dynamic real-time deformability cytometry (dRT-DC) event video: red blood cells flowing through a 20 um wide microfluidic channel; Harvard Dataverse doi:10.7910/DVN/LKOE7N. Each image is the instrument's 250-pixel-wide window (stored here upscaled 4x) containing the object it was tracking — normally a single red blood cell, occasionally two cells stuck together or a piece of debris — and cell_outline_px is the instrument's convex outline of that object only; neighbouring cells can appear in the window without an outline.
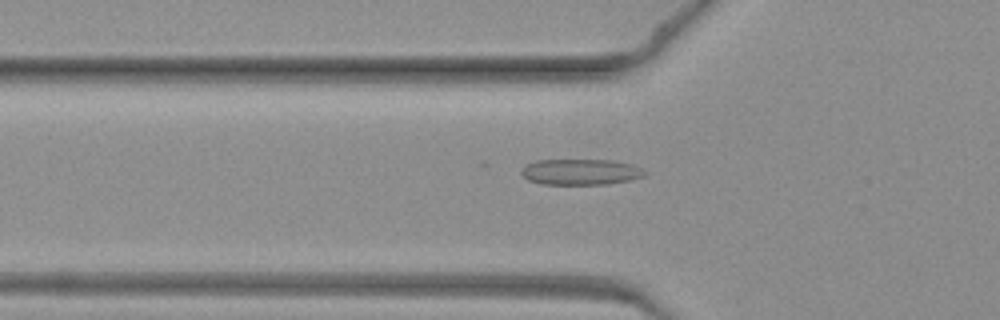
{"species": "common noctule bat (a hibernating species)", "species_latin": "Nyctalus noctula", "temperature_condition": "warm", "stored_images_in_passage": 38, "camera_frame_rate_fps": 3000, "um_per_image_px": 0.085, "animal": {"sex": "female", "body_mass_g": 19.3, "forearm_length_mm": 54.1}, "frame": {"image": 1, "passage_image": 8, "time_ms": 2.333, "image_size_px": [1000, 320], "cell_outline_px": [[648, 172], [644, 176], [632, 180], [608, 184], [540, 184], [528, 180], [520, 172], [524, 164], [536, 160], [612, 160], [632, 164]], "centroid_in_image_um": [49.35, 14.61], "position_along_channel_um": 76.4, "area_um2": 18.79}}
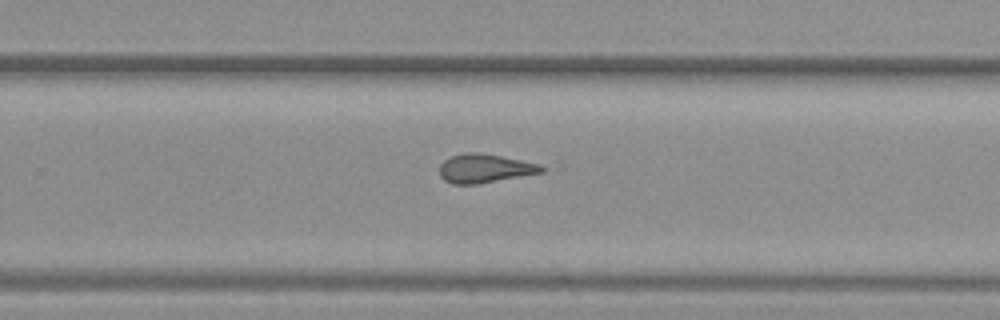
{"frame": {"image": 2, "passage_image": 22, "time_ms": 7.0, "image_size_px": [1000, 320], "cell_outline_px": [[544, 172], [480, 184], [452, 184], [444, 180], [440, 176], [440, 164], [444, 160], [452, 156], [464, 152], [476, 152], [500, 156], [540, 164], [544, 168]], "centroid_in_image_um": [41.19, 14.32], "position_along_channel_um": 288.6, "area_um2": 17.11}}
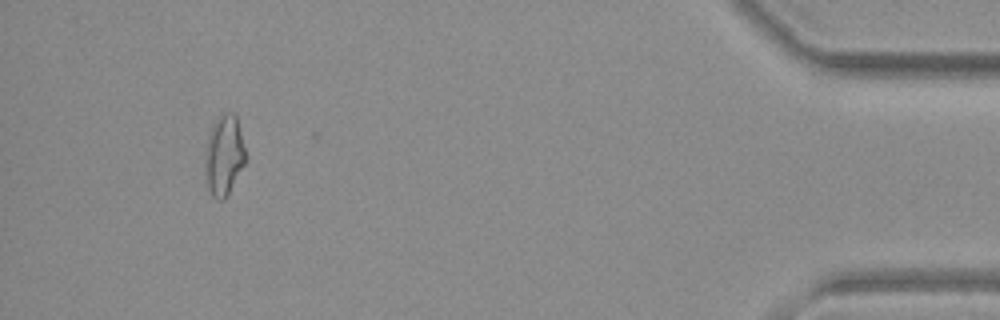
{"frame": {"image": 3, "passage_image": 35, "time_ms": 11.333, "image_size_px": [1000, 320], "cell_outline_px": [[248, 160], [224, 200], [216, 200], [212, 196], [204, 184], [204, 156], [208, 132], [212, 124], [220, 112], [232, 112], [236, 116], [248, 156]], "centroid_in_image_um": [19.02, 13.21], "position_along_channel_um": 416.2, "area_um2": 20.0}}